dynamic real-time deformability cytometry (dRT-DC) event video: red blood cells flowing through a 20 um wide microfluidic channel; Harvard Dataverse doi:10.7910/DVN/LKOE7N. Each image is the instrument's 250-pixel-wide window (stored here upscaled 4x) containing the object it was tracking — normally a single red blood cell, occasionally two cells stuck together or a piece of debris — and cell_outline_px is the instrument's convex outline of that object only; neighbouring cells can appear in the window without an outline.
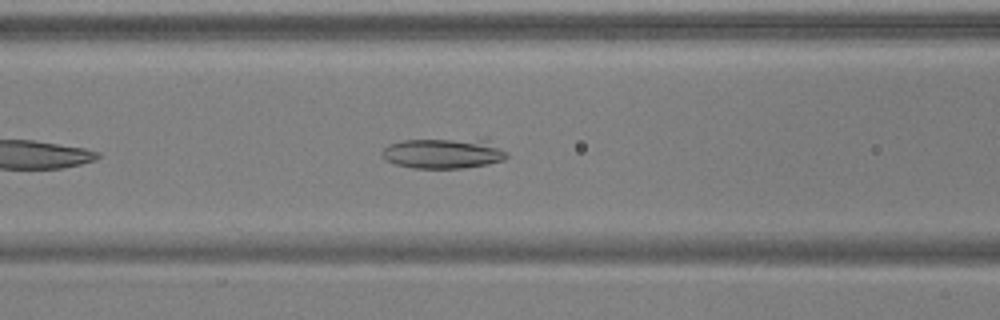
{"species": "common noctule bat (a hibernating species)", "species_latin": "Nyctalus noctula", "temperature_condition": "warm", "stored_images_in_passage": 7, "camera_frame_rate_fps": 3000, "um_per_image_px": 0.085, "animal": {"sex": "male", "body_mass_g": 17.9, "forearm_length_mm": 54.2}, "frame": {"image": 1, "passage_image": 6, "time_ms": 1.667, "image_size_px": [1000, 320], "cell_outline_px": [[508, 156], [504, 160], [488, 164], [464, 168], [412, 168], [396, 164], [384, 160], [380, 152], [388, 144], [404, 140], [488, 136], [508, 152]], "centroid_in_image_um": [37.8, 12.98], "position_along_channel_um": 128.8, "area_um2": 23.41}}